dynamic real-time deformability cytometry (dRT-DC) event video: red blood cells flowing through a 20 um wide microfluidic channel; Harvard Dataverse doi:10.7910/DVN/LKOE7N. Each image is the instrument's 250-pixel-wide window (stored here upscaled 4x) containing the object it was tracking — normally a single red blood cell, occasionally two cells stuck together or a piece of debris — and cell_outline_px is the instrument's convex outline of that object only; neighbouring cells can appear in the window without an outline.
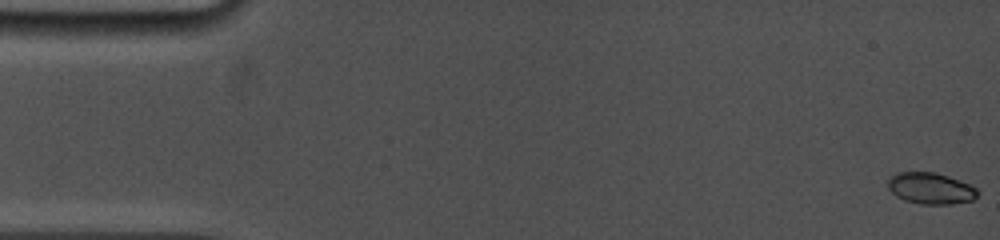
{"species": "common noctule bat (a hibernating species)", "species_latin": "Nyctalus noctula", "temperature_condition": "cold", "stored_images_in_passage": 10, "camera_frame_rate_fps": 5000, "um_per_image_px": 0.085, "animal": {"sex": "female", "body_mass_g": 19.0, "forearm_length_mm": 53.3}, "frame": {"image": 1, "passage_image": 1, "time_ms": 0.0, "image_size_px": [1000, 240], "cell_outline_px": [[980, 192], [972, 200], [952, 204], [920, 204], [904, 200], [896, 196], [888, 188], [888, 180], [896, 172], [936, 172], [960, 180], [976, 188]], "centroid_in_image_um": [79.1, 16.01], "position_along_channel_um": 5.9, "area_um2": 16.42}}
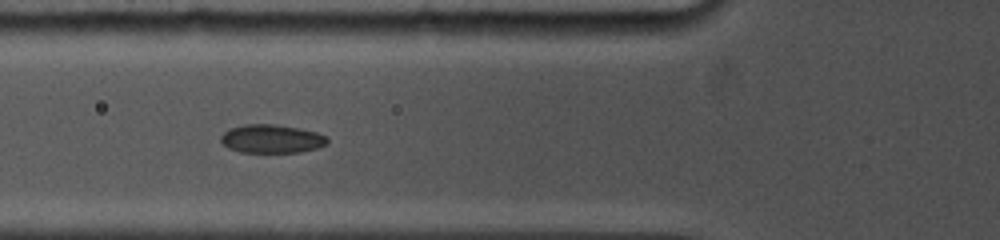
{"frame": {"image": 2, "passage_image": 9, "time_ms": 6.0, "image_size_px": [1000, 240], "cell_outline_px": [[328, 144], [316, 148], [300, 152], [240, 152], [228, 148], [220, 140], [220, 136], [224, 132], [232, 128], [244, 124], [272, 124], [300, 128], [316, 132], [328, 136]], "centroid_in_image_um": [23.11, 11.8], "position_along_channel_um": 102.7, "area_um2": 17.69}}
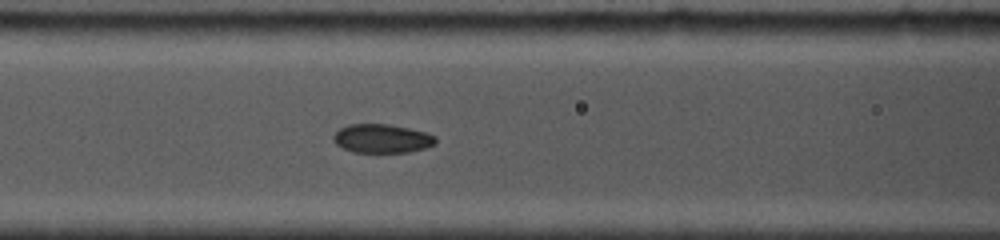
{"frame": {"image": 3, "passage_image": 10, "time_ms": 6.8, "image_size_px": [1000, 240], "cell_outline_px": [[436, 144], [424, 148], [408, 152], [352, 152], [336, 144], [332, 140], [332, 136], [340, 128], [348, 124], [388, 124], [428, 132], [436, 136]], "centroid_in_image_um": [32.47, 11.77], "position_along_channel_um": 134.1, "area_um2": 17.22}}